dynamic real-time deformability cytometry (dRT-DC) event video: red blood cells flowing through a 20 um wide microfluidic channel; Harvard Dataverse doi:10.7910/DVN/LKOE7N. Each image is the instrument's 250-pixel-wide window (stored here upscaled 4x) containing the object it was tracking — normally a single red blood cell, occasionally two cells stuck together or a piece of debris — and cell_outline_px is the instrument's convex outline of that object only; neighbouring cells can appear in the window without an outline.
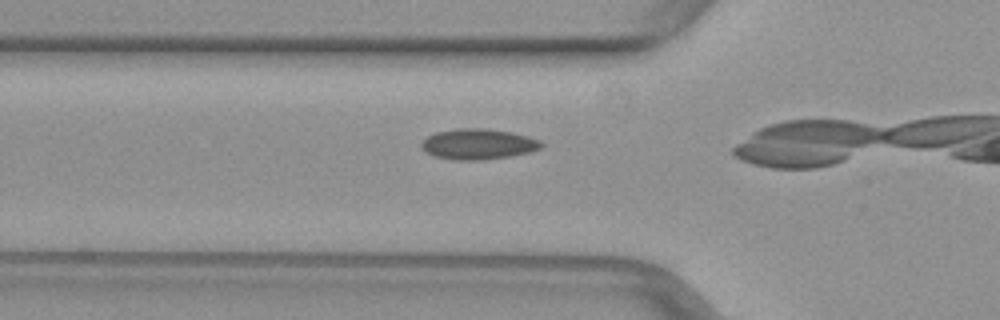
{"species": "common noctule bat (a hibernating species)", "species_latin": "Nyctalus noctula", "temperature_condition": "warm", "stored_images_in_passage": 8, "camera_frame_rate_fps": 3000, "um_per_image_px": 0.085, "animal": {"sex": "female", "body_mass_g": 29.2, "forearm_length_mm": 56.3}, "frame": {"image": 1, "passage_image": 6, "time_ms": 1.667, "image_size_px": [1000, 320], "cell_outline_px": [[544, 144], [540, 148], [532, 152], [484, 160], [452, 160], [432, 156], [420, 144], [428, 136], [436, 132], [456, 128], [484, 128], [512, 132], [528, 136], [540, 140]], "centroid_in_image_um": [40.67, 12.25], "position_along_channel_um": 85.1, "area_um2": 21.44}}